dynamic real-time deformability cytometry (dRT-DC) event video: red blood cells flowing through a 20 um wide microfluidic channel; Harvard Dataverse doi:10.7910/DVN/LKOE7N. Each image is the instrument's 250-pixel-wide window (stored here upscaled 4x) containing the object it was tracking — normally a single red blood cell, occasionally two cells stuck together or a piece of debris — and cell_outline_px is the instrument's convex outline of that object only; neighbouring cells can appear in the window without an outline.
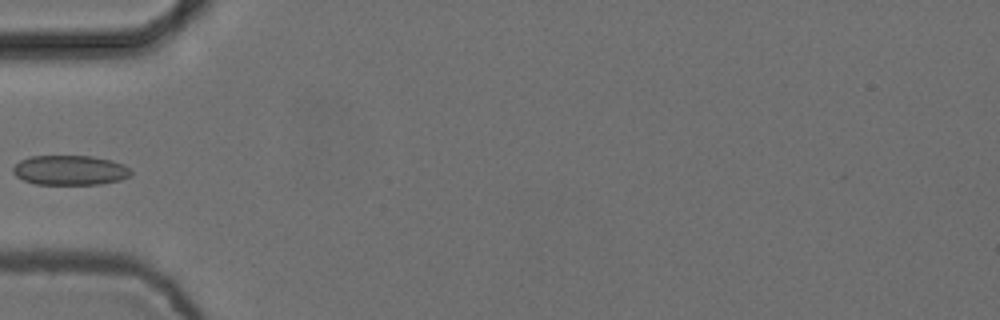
{"species": "common noctule bat (a hibernating species)", "species_latin": "Nyctalus noctula", "temperature_condition": "cold", "stored_images_in_passage": 7, "camera_frame_rate_fps": 3000, "um_per_image_px": 0.085, "animal": {"sex": "female", "body_mass_g": 24.6, "forearm_length_mm": 56.2}, "frame": {"image": 1, "passage_image": 6, "time_ms": 1.667, "image_size_px": [1000, 320], "cell_outline_px": [[132, 176], [120, 180], [100, 184], [36, 184], [24, 180], [16, 176], [12, 172], [12, 168], [20, 160], [32, 156], [92, 156], [112, 160], [124, 164], [132, 172]], "centroid_in_image_um": [5.97, 14.46], "position_along_channel_um": 79.0, "area_um2": 20.52}}
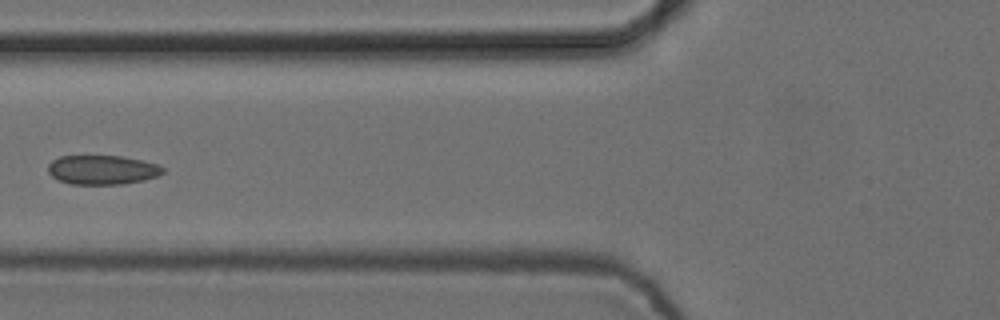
{"frame": {"image": 2, "passage_image": 7, "time_ms": 2.0, "image_size_px": [1000, 320], "cell_outline_px": [[164, 172], [156, 176], [144, 180], [120, 184], [72, 184], [60, 180], [52, 176], [48, 172], [48, 164], [52, 160], [60, 156], [120, 156], [144, 160], [156, 164], [164, 168]], "centroid_in_image_um": [8.69, 14.43], "position_along_channel_um": 117.1, "area_um2": 19.48}}